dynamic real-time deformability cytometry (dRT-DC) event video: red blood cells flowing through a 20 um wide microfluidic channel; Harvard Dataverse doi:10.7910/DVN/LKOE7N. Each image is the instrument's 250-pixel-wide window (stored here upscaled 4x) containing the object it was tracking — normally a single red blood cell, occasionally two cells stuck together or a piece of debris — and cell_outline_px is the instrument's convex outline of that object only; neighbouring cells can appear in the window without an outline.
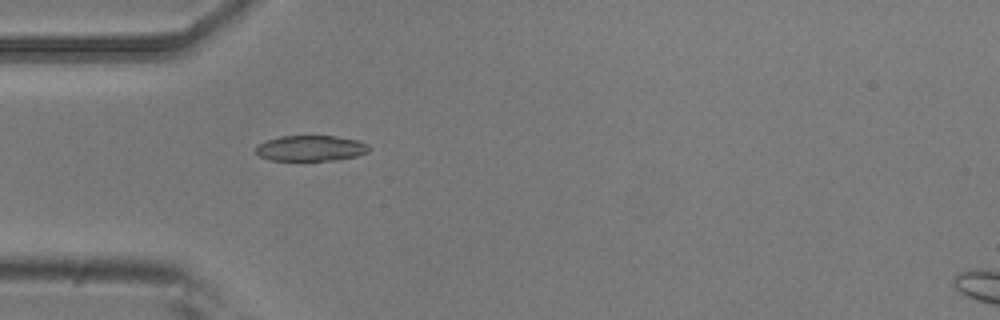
{"species": "common noctule bat (a hibernating species)", "species_latin": "Nyctalus noctula", "temperature_condition": "room temperature", "stored_images_in_passage": 1, "camera_frame_rate_fps": 3000, "um_per_image_px": 0.085, "animal": {"sex": "male", "body_mass_g": 20.5, "forearm_length_mm": 52.5}, "frame": {"image": 1, "passage_image": 1, "time_ms": 0.0, "image_size_px": [1000, 320], "cell_outline_px": [[372, 148], [368, 152], [356, 156], [336, 160], [268, 160], [260, 156], [256, 152], [256, 148], [260, 144], [268, 140], [280, 136], [332, 136], [356, 140], [368, 144]], "centroid_in_image_um": [26.44, 12.6], "position_along_channel_um": 58.6, "area_um2": 16.76}}